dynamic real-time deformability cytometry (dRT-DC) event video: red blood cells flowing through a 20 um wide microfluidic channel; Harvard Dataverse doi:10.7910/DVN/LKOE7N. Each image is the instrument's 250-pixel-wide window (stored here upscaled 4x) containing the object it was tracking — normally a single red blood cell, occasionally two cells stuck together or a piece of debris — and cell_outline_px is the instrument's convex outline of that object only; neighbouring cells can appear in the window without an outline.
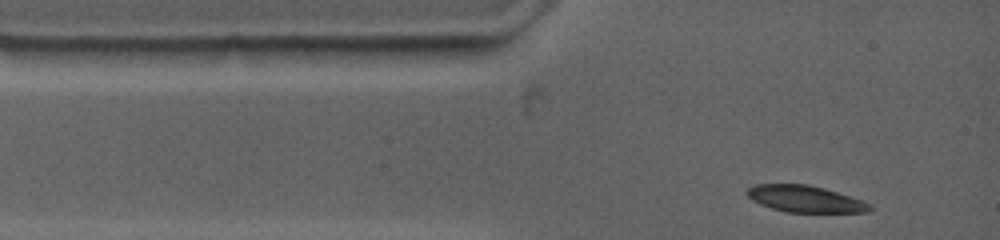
{"species": "common noctule bat (a hibernating species)", "species_latin": "Nyctalus noctula", "temperature_condition": "warm", "stored_images_in_passage": 12, "camera_frame_rate_fps": 4500, "um_per_image_px": 0.085, "animal": {"sex": "female", "body_mass_g": 19.0, "forearm_length_mm": 53.3}, "frame": {"image": 1, "passage_image": 1, "time_ms": 0.0, "image_size_px": [1000, 240], "cell_outline_px": [[876, 208], [868, 212], [784, 212], [760, 204], [752, 200], [744, 192], [748, 188], [756, 184], [808, 184], [824, 188], [864, 200], [872, 204]], "centroid_in_image_um": [68.48, 16.91], "position_along_channel_um": 16.5, "area_um2": 19.31}}
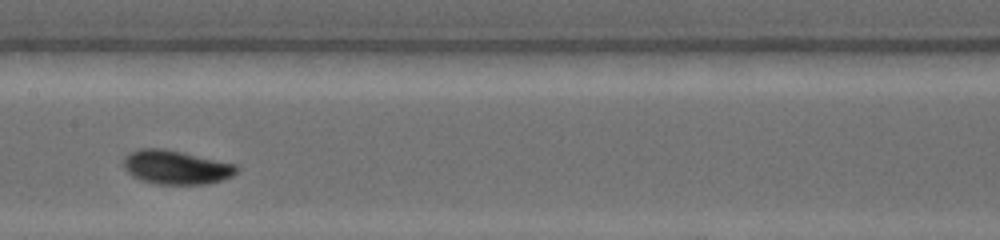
{"frame": {"image": 2, "passage_image": 7, "time_ms": 5.333, "image_size_px": [1000, 240], "cell_outline_px": [[240, 168], [232, 176], [220, 180], [204, 184], [156, 184], [132, 176], [124, 168], [124, 156], [128, 152], [136, 148], [164, 148], [184, 152], [236, 164]], "centroid_in_image_um": [14.95, 14.19], "position_along_channel_um": 192.5, "area_um2": 22.48}}
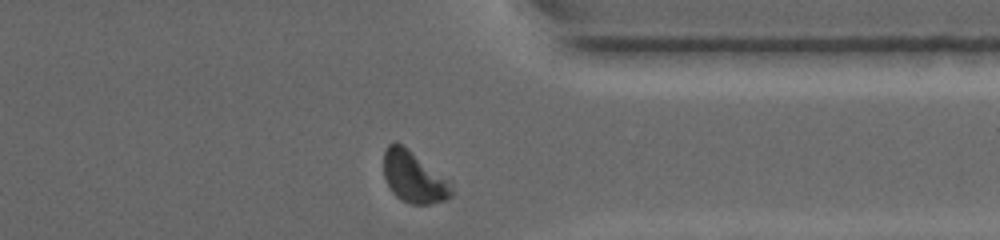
{"frame": {"image": 3, "passage_image": 12, "time_ms": 10.444, "image_size_px": [1000, 240], "cell_outline_px": [[452, 196], [444, 200], [428, 204], [408, 204], [400, 200], [392, 192], [384, 176], [384, 152], [388, 144], [396, 140], [444, 180], [452, 188]], "centroid_in_image_um": [35.08, 15.09], "position_along_channel_um": 376.3, "area_um2": 19.31}, "authors_computed_cell_mechanics": {"area_um2": 21.1548, "velocity_mm_per_s": 3.6826, "shape_relaxation_time_tau1_ms": 2.2959, "shape_relaxation_time_tau2_ms": 3.347, "deformation_change_tau1": 0.1038, "deformation_change_tau2": 0.0376}}